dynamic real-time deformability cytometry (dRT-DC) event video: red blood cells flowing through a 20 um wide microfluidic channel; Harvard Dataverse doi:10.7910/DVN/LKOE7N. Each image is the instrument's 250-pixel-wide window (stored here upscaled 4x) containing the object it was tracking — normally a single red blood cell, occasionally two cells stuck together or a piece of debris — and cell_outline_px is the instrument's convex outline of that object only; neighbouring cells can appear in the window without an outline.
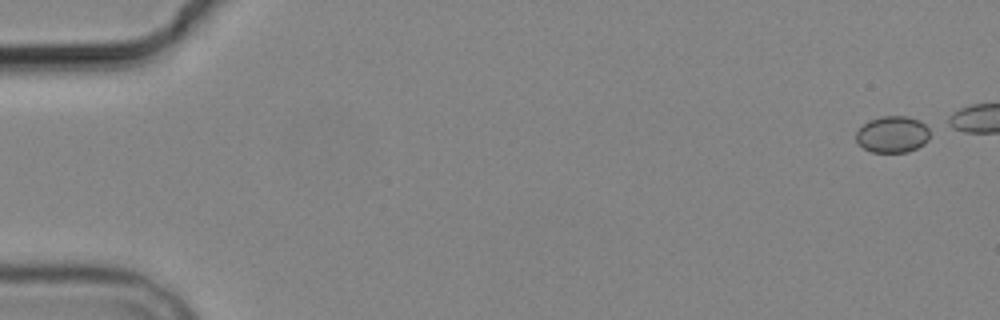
{"species": "common noctule bat (a hibernating species)", "species_latin": "Nyctalus noctula", "temperature_condition": "cold", "stored_images_in_passage": 6, "camera_frame_rate_fps": 3000, "um_per_image_px": 0.085, "animal": {"sex": "male", "body_mass_g": 19.2, "forearm_length_mm": 51.8}, "frame": {"image": 1, "passage_image": 1, "time_ms": 0.0, "image_size_px": [1000, 320], "cell_outline_px": [[928, 140], [924, 144], [908, 152], [872, 152], [864, 148], [856, 140], [856, 132], [864, 124], [880, 116], [908, 116], [920, 120], [928, 128]], "centroid_in_image_um": [75.87, 11.42], "position_along_channel_um": 9.1, "area_um2": 15.61}}